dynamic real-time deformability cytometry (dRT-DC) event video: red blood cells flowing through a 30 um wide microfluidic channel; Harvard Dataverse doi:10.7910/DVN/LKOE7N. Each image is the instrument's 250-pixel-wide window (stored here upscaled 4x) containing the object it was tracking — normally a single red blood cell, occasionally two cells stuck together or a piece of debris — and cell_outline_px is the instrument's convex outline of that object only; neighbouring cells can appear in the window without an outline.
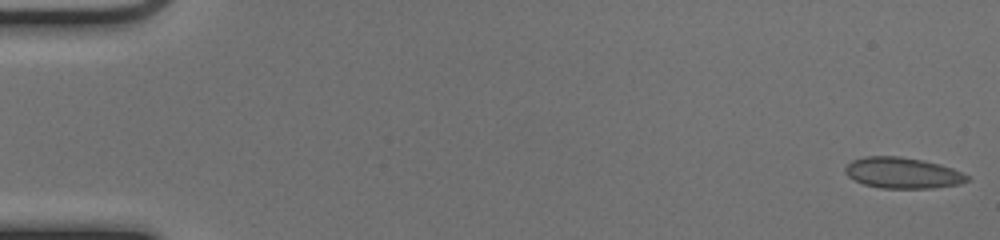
{"species": "common noctule bat (a hibernating species)", "species_latin": "Nyctalus noctula", "temperature_condition": "cold", "stored_images_in_passage": 13, "camera_frame_rate_fps": 3000, "um_per_image_px": 0.085, "animal": {"sex": "female", "body_mass_g": 17.0, "forearm_length_mm": 48.0}, "frame": {"image": 1, "passage_image": 1, "time_ms": 0.0, "image_size_px": [1000, 240], "cell_outline_px": [[968, 180], [960, 184], [932, 188], [880, 188], [864, 184], [848, 176], [844, 172], [844, 168], [852, 160], [864, 156], [900, 156], [924, 160], [940, 164], [952, 168], [968, 176]], "centroid_in_image_um": [76.7, 14.69], "position_along_channel_um": 8.3, "area_um2": 21.96}}